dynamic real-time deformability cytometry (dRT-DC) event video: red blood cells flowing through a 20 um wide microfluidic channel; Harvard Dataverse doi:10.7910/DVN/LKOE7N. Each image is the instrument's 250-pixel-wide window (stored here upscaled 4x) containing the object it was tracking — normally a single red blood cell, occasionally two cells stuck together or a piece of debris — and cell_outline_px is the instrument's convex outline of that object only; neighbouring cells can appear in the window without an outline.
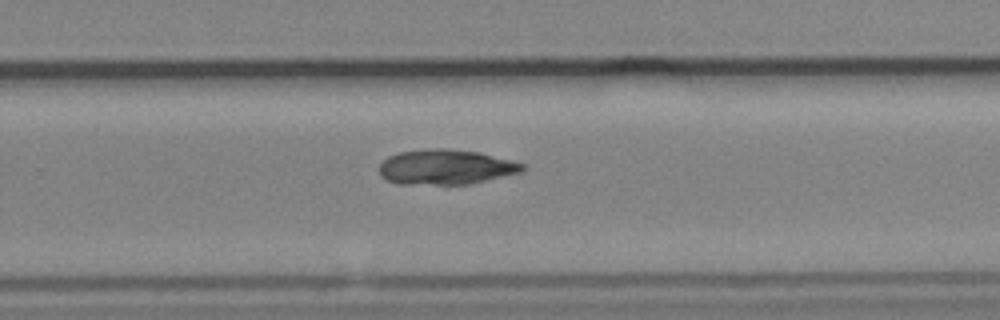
{"species": "common noctule bat (a hibernating species)", "species_latin": "Nyctalus noctula", "temperature_condition": "cold", "stored_images_in_passage": 10, "segment_of_instrument_passage": [2, 2], "camera_frame_rate_fps": 3000, "um_per_image_px": 0.085, "animal": {"sex": "male", "body_mass_g": 19.2, "forearm_length_mm": 51.8}, "frame": {"image": 1, "passage_image": 10, "time_ms": 3.0, "image_size_px": [1000, 320], "cell_outline_px": [[528, 168], [520, 172], [468, 184], [396, 184], [380, 176], [380, 164], [388, 156], [400, 152], [428, 148], [444, 148], [480, 152], [524, 164]], "centroid_in_image_um": [37.87, 14.19], "position_along_channel_um": 291.9, "area_um2": 29.13}}